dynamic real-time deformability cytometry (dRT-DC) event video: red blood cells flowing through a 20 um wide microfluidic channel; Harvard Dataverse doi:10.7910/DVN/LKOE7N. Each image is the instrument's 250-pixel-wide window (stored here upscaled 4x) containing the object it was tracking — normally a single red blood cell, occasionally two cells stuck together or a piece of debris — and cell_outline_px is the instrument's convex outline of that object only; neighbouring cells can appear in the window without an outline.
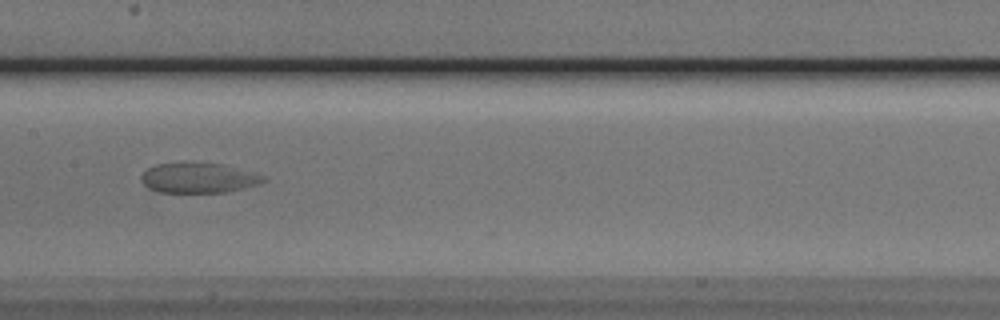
{"species": "Egyptian fruit bat (a non-hibernating species)", "species_latin": "Rousettus aegyptiacus", "temperature_condition": "cold", "stored_images_in_passage": 48, "camera_frame_rate_fps": 3000, "um_per_image_px": 0.085, "animal": {"sex": "male"}, "frame": {"image": 1, "passage_image": 21, "time_ms": 6.667, "image_size_px": [1000, 320], "cell_outline_px": [[268, 180], [260, 184], [228, 192], [160, 192], [148, 188], [140, 180], [140, 176], [148, 168], [156, 164], [220, 164], [256, 172], [268, 176]], "centroid_in_image_um": [16.95, 15.14], "position_along_channel_um": 190.5, "area_um2": 21.27}}